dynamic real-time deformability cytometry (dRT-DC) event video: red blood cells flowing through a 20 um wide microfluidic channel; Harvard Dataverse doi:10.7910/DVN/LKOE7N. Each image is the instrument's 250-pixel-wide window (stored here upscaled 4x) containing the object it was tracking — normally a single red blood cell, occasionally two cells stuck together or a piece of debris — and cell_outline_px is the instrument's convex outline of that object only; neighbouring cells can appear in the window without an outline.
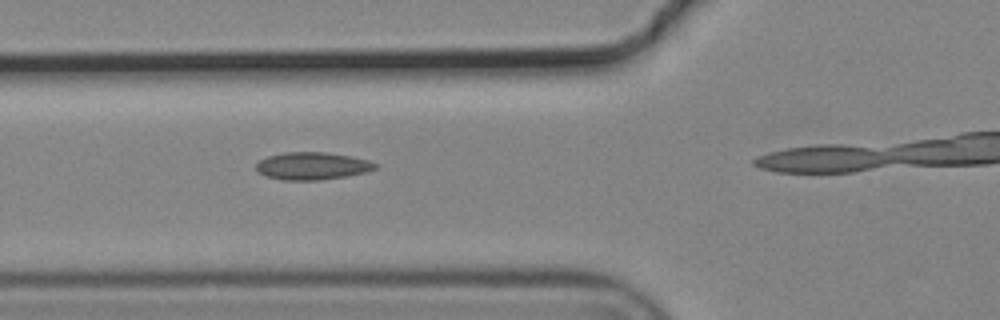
{"species": "common noctule bat (a hibernating species)", "species_latin": "Nyctalus noctula", "temperature_condition": "cold", "stored_images_in_passage": 5, "camera_frame_rate_fps": 3000, "um_per_image_px": 0.085, "animal": {"sex": "male", "body_mass_g": 19.2, "forearm_length_mm": 51.8}, "frame": {"image": 1, "passage_image": 4, "time_ms": 1.0, "image_size_px": [1000, 320], "cell_outline_px": [[380, 168], [368, 172], [348, 176], [320, 180], [284, 180], [268, 176], [260, 172], [256, 168], [256, 164], [260, 160], [268, 156], [284, 152], [328, 152], [352, 156], [368, 160], [380, 164]], "centroid_in_image_um": [26.65, 14.1], "position_along_channel_um": 99.2, "area_um2": 19.31}}